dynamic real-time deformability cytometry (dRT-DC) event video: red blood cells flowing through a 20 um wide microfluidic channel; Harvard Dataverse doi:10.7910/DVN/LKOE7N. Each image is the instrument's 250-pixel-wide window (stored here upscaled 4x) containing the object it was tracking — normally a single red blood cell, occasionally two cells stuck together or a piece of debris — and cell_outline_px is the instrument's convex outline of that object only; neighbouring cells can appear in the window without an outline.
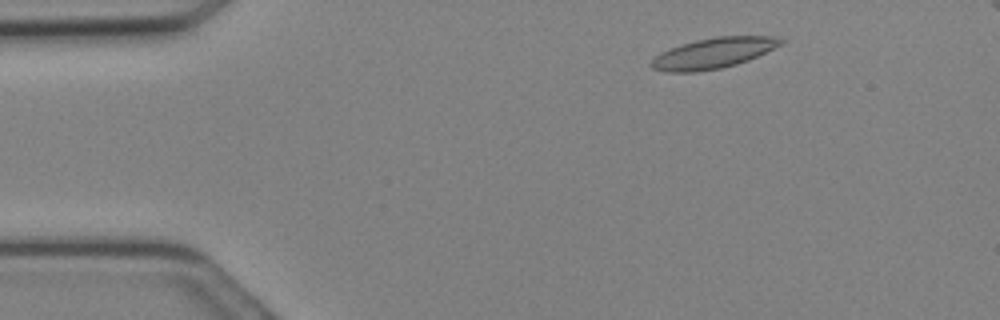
{"species": "Egyptian fruit bat (a non-hibernating species)", "species_latin": "Rousettus aegyptiacus", "temperature_condition": "cold", "stored_images_in_passage": 13, "camera_frame_rate_fps": 3000, "um_per_image_px": 0.085, "animal": {"sex": "female"}, "frame": {"image": 1, "passage_image": 3, "time_ms": 0.667, "image_size_px": [1000, 320], "cell_outline_px": [[784, 44], [748, 60], [736, 64], [720, 68], [696, 72], [664, 72], [652, 68], [648, 64], [660, 52], [696, 40], [716, 36], [776, 36], [784, 40]], "centroid_in_image_um": [60.65, 4.52], "position_along_channel_um": 24.4, "area_um2": 23.0}}
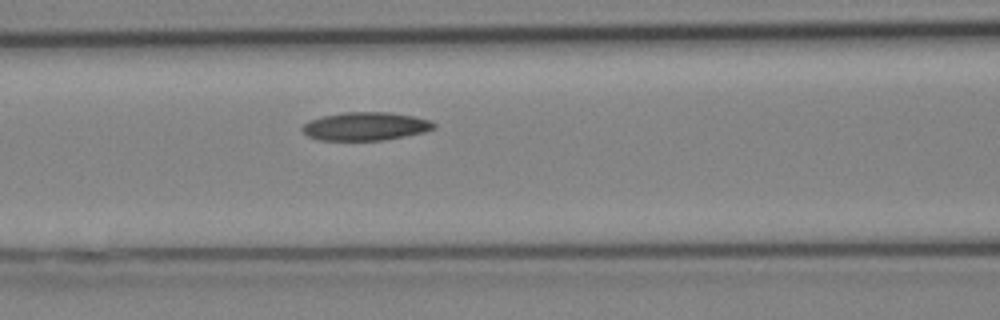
{"frame": {"image": 2, "passage_image": 11, "time_ms": 3.333, "image_size_px": [1000, 320], "cell_outline_px": [[436, 128], [424, 132], [384, 140], [320, 140], [308, 136], [300, 128], [308, 120], [320, 116], [344, 112], [388, 112], [416, 116], [428, 120], [436, 124]], "centroid_in_image_um": [31.05, 10.73], "position_along_channel_um": 135.5, "area_um2": 21.79}}
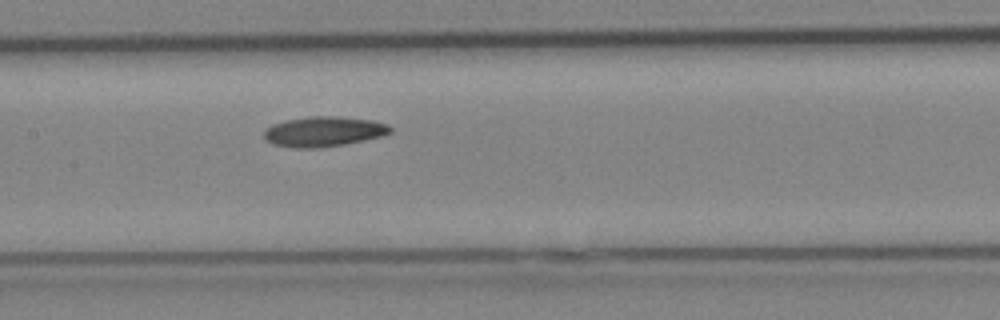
{"frame": {"image": 3, "passage_image": 13, "time_ms": 4.0, "image_size_px": [1000, 320], "cell_outline_px": [[392, 132], [384, 136], [344, 144], [320, 148], [296, 148], [272, 144], [264, 140], [264, 132], [272, 124], [284, 120], [312, 116], [336, 116], [372, 120], [388, 124], [392, 128]], "centroid_in_image_um": [27.52, 11.18], "position_along_channel_um": 179.9, "area_um2": 22.31}}